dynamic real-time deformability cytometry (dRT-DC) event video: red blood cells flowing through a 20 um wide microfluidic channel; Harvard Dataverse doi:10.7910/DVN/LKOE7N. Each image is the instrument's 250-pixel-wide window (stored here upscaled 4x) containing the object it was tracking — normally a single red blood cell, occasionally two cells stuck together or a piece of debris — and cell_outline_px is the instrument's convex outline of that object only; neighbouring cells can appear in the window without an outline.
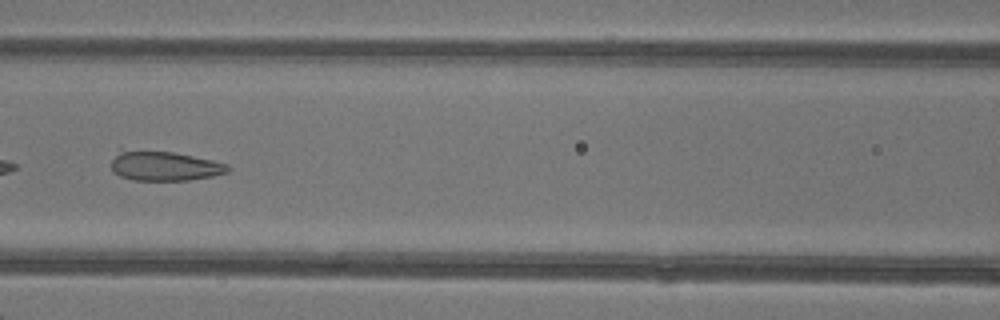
{"species": "common noctule bat (a hibernating species)", "species_latin": "Nyctalus noctula", "temperature_condition": "warm", "stored_images_in_passage": 7, "camera_frame_rate_fps": 3000, "um_per_image_px": 0.085, "animal": {"sex": "female"}, "frame": {"image": 1, "passage_image": 7, "time_ms": 7.667, "image_size_px": [1000, 320], "cell_outline_px": [[232, 168], [228, 172], [212, 176], [188, 180], [132, 180], [120, 176], [112, 172], [112, 160], [120, 148], [172, 152], [212, 160], [228, 164]], "centroid_in_image_um": [13.94, 14.09], "position_along_channel_um": 152.7, "area_um2": 20.35}}